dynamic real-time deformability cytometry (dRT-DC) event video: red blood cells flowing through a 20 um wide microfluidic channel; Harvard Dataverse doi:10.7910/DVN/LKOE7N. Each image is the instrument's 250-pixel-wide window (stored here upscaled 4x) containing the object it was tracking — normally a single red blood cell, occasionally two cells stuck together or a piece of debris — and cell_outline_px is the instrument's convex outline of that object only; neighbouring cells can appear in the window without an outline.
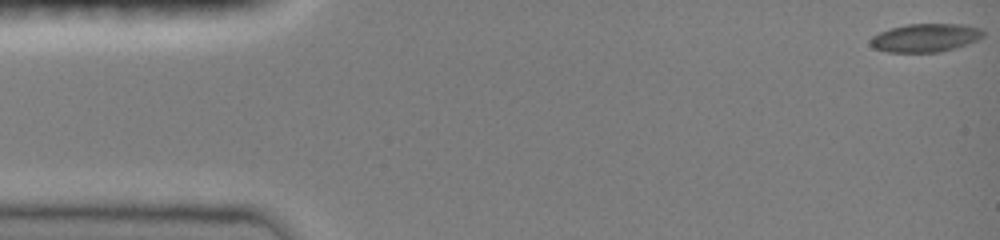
{"species": "common noctule bat (a hibernating species)", "species_latin": "Nyctalus noctula", "temperature_condition": "room temperature", "stored_images_in_passage": 47, "camera_frame_rate_fps": 3000, "um_per_image_px": 0.085, "animal": {"sex": "female", "body_mass_g": 19.0, "forearm_length_mm": 51.5}, "frame": {"image": 1, "passage_image": 1, "time_ms": 0.0, "image_size_px": [1000, 240], "cell_outline_px": [[984, 36], [968, 44], [956, 48], [940, 52], [888, 52], [876, 48], [868, 44], [868, 40], [872, 36], [888, 28], [908, 24], [964, 24], [980, 28], [984, 32]], "centroid_in_image_um": [78.65, 3.21], "position_along_channel_um": 6.4, "area_um2": 18.79}}
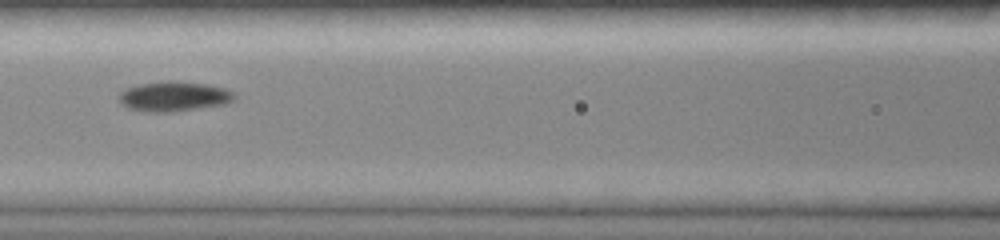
{"frame": {"image": 2, "passage_image": 21, "time_ms": 6.667, "image_size_px": [1000, 240], "cell_outline_px": [[236, 96], [232, 100], [224, 104], [172, 112], [148, 112], [128, 108], [120, 100], [120, 92], [124, 88], [140, 84], [168, 80], [208, 84], [224, 88], [232, 92]], "centroid_in_image_um": [14.77, 8.18], "position_along_channel_um": 151.8, "area_um2": 19.94}}
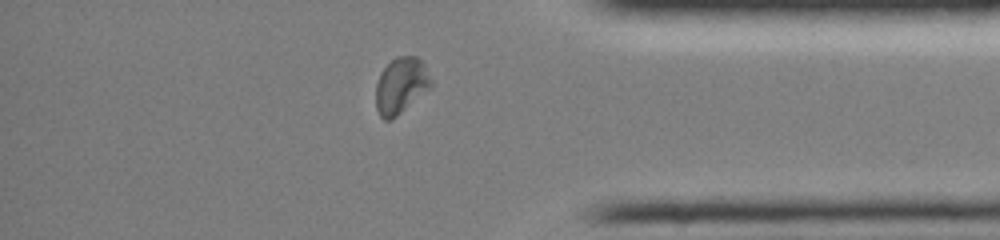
{"frame": {"image": 3, "passage_image": 40, "time_ms": 13.0, "image_size_px": [1000, 240], "cell_outline_px": [[432, 84], [428, 88], [392, 120], [384, 120], [380, 116], [376, 108], [376, 84], [380, 72], [396, 56], [416, 56], [424, 64], [432, 80]], "centroid_in_image_um": [34.05, 7.26], "position_along_channel_um": 401.2, "area_um2": 17.74}, "authors_computed_cell_mechanics": {"area_um2": 18.1492, "velocity_mm_per_s": 4.0625, "shape_relaxation_time_tau1_ms": 4.2551, "shape_relaxation_time_tau2_ms": 2.6602, "deformation_change_tau1": 0.1539, "deformation_change_tau2": 0.0653}}